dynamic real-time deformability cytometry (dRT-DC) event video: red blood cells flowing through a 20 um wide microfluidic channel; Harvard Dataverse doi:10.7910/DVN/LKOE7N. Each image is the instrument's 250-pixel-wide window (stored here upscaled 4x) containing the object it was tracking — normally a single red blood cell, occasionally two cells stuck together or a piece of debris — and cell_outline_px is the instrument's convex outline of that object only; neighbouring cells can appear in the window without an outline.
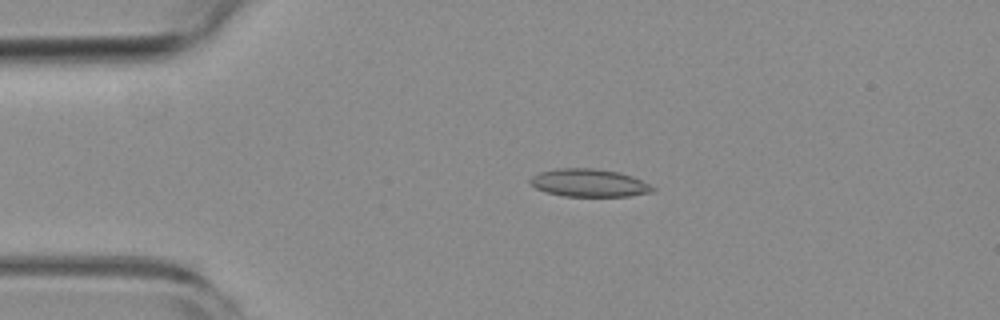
{"species": "common noctule bat (a hibernating species)", "species_latin": "Nyctalus noctula", "temperature_condition": "room temperature", "stored_images_in_passage": 20, "camera_frame_rate_fps": 3000, "um_per_image_px": 0.085, "animal": {"sex": "female", "body_mass_g": 19.3, "forearm_length_mm": 54.1}, "frame": {"image": 1, "passage_image": 5, "time_ms": 1.333, "image_size_px": [1000, 320], "cell_outline_px": [[656, 188], [652, 192], [628, 196], [564, 196], [548, 192], [536, 188], [528, 180], [532, 176], [540, 172], [556, 168], [592, 168], [620, 172], [632, 176]], "centroid_in_image_um": [50.06, 15.54], "position_along_channel_um": 34.9, "area_um2": 19.71}}
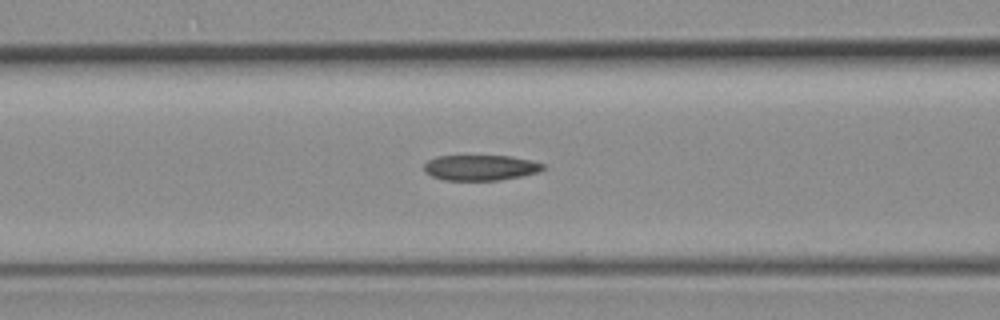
{"frame": {"image": 2, "passage_image": 15, "time_ms": 4.667, "image_size_px": [1000, 320], "cell_outline_px": [[544, 168], [540, 172], [524, 176], [500, 180], [444, 180], [432, 176], [424, 172], [424, 164], [428, 160], [436, 156], [512, 156], [532, 160], [544, 164]], "centroid_in_image_um": [40.86, 14.25], "position_along_channel_um": 125.7, "area_um2": 17.86}}
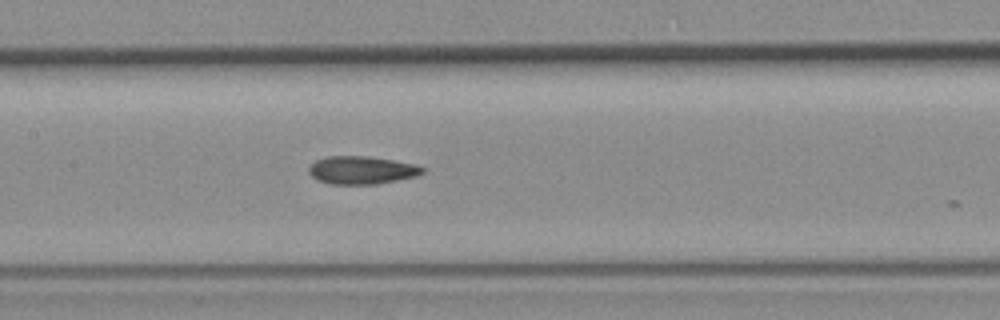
{"frame": {"image": 3, "passage_image": 19, "time_ms": 6.0, "image_size_px": [1000, 320], "cell_outline_px": [[424, 172], [416, 176], [376, 184], [328, 184], [316, 180], [308, 172], [308, 168], [316, 160], [328, 156], [364, 156], [392, 160], [416, 164], [424, 168]], "centroid_in_image_um": [30.71, 14.47], "position_along_channel_um": 176.7, "area_um2": 18.44}}